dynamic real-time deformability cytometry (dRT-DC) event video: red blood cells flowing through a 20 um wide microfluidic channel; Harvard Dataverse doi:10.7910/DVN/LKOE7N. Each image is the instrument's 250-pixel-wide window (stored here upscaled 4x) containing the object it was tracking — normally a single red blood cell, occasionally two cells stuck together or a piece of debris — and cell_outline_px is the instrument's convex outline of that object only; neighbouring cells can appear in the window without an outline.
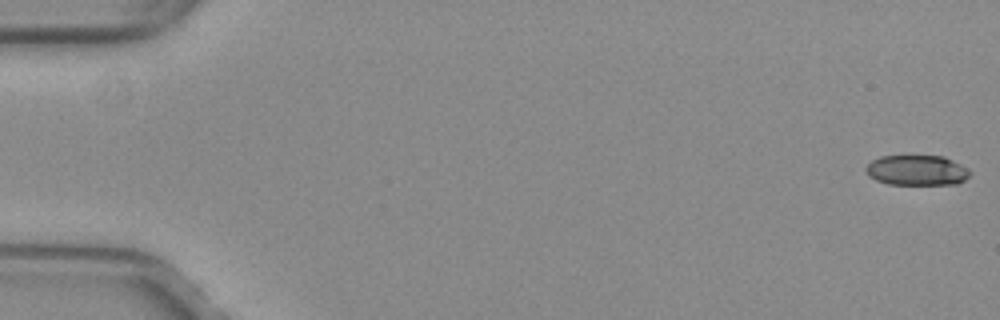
{"species": "common noctule bat (a hibernating species)", "species_latin": "Nyctalus noctula", "temperature_condition": "warm", "stored_images_in_passage": 53, "camera_frame_rate_fps": 3000, "um_per_image_px": 0.085, "animal": {"sex": "female", "body_mass_g": 29.2, "forearm_length_mm": 56.3}, "frame": {"image": 1, "passage_image": 1, "time_ms": 0.0, "image_size_px": [1000, 320], "cell_outline_px": [[972, 172], [964, 180], [956, 184], [888, 184], [876, 180], [868, 176], [864, 172], [864, 168], [872, 160], [880, 156], [944, 156], [968, 168]], "centroid_in_image_um": [77.91, 14.47], "position_along_channel_um": 7.1, "area_um2": 18.44}}
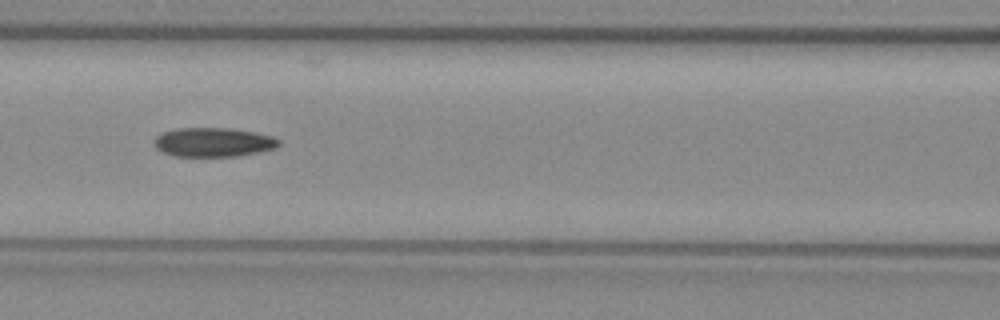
{"frame": {"image": 2, "passage_image": 24, "time_ms": 7.667, "image_size_px": [1000, 320], "cell_outline_px": [[280, 144], [276, 148], [236, 156], [176, 156], [164, 152], [156, 148], [152, 140], [160, 132], [176, 128], [232, 128], [272, 136], [280, 140]], "centroid_in_image_um": [18.09, 12.08], "position_along_channel_um": 148.5, "area_um2": 21.15}}
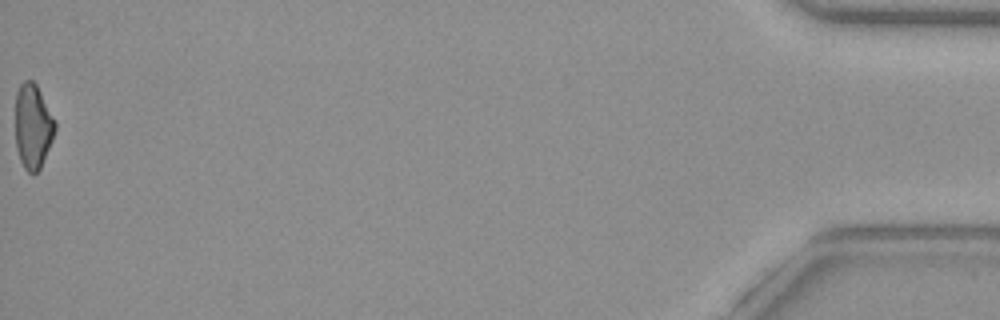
{"frame": {"image": 3, "passage_image": 53, "time_ms": 17.333, "image_size_px": [1000, 320], "cell_outline_px": [[56, 128], [52, 140], [40, 168], [36, 172], [28, 172], [24, 168], [20, 160], [16, 148], [16, 92], [20, 84], [24, 80], [32, 80], [36, 84], [56, 120]], "centroid_in_image_um": [2.8, 10.71], "position_along_channel_um": 432.4, "area_um2": 19.54}}